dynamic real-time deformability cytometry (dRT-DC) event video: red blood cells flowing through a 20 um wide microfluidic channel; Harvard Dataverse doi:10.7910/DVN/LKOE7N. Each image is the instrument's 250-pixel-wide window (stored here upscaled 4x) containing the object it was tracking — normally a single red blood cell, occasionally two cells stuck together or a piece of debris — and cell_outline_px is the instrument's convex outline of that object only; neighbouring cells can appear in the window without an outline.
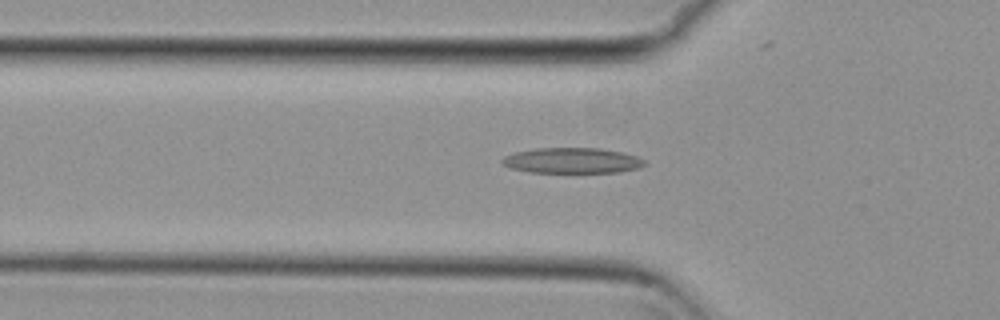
{"species": "common noctule bat (a hibernating species)", "species_latin": "Nyctalus noctula", "temperature_condition": "cold", "stored_images_in_passage": 53, "camera_frame_rate_fps": 3000, "um_per_image_px": 0.085, "animal": {"sex": "female", "body_mass_g": 29.2, "forearm_length_mm": 56.3}, "frame": {"image": 1, "passage_image": 18, "time_ms": 5.667, "image_size_px": [1000, 320], "cell_outline_px": [[644, 164], [640, 168], [620, 172], [532, 172], [508, 168], [500, 164], [500, 160], [504, 156], [516, 152], [536, 148], [600, 148], [620, 152], [636, 156], [644, 160]], "centroid_in_image_um": [48.58, 13.65], "position_along_channel_um": 77.2, "area_um2": 21.15}}
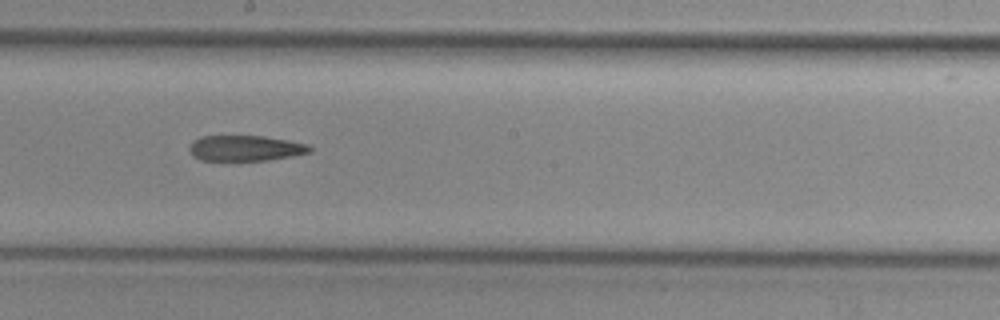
{"frame": {"image": 2, "passage_image": 30, "time_ms": 9.667, "image_size_px": [1000, 320], "cell_outline_px": [[312, 152], [292, 156], [268, 160], [200, 160], [192, 156], [188, 148], [192, 140], [200, 136], [264, 136], [288, 140], [308, 144], [312, 148]], "centroid_in_image_um": [20.84, 12.59], "position_along_channel_um": 227.4, "area_um2": 18.09}}
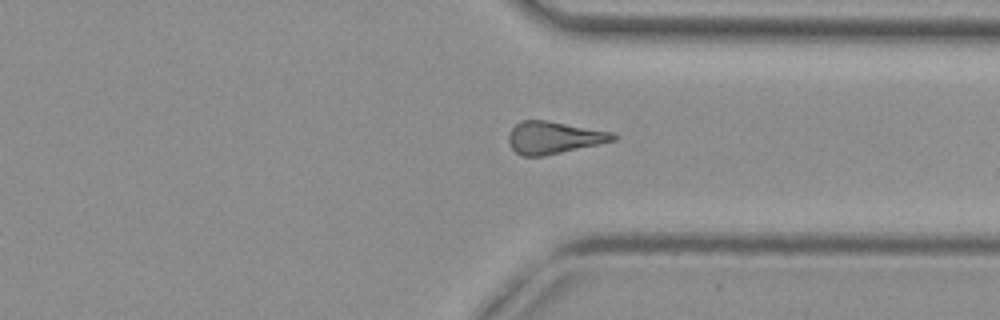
{"frame": {"image": 3, "passage_image": 41, "time_ms": 13.333, "image_size_px": [1000, 320], "cell_outline_px": [[616, 140], [544, 156], [520, 156], [512, 148], [508, 140], [508, 132], [520, 120], [544, 120], [616, 132]], "centroid_in_image_um": [47.07, 11.69], "position_along_channel_um": 364.3, "area_um2": 19.71}}